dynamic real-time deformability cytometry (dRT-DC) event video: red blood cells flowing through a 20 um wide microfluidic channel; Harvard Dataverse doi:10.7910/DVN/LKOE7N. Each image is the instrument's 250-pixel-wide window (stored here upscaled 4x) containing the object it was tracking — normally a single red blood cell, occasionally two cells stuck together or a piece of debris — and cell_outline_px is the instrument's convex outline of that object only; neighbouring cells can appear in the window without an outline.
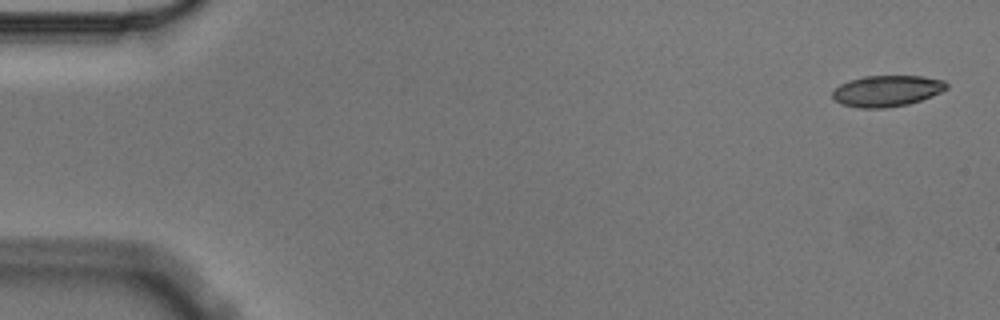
{"species": "Egyptian fruit bat (a non-hibernating species)", "species_latin": "Rousettus aegyptiacus", "temperature_condition": "cold", "stored_images_in_passage": 5, "camera_frame_rate_fps": 3000, "um_per_image_px": 0.085, "animal": {"sex": "male"}, "frame": {"image": 1, "passage_image": 1, "time_ms": 0.0, "image_size_px": [1000, 320], "cell_outline_px": [[948, 88], [932, 96], [908, 104], [884, 108], [860, 108], [840, 104], [832, 96], [832, 92], [840, 84], [848, 80], [864, 76], [924, 76], [944, 80], [948, 84]], "centroid_in_image_um": [75.38, 7.72], "position_along_channel_um": 9.6, "area_um2": 20.75}}
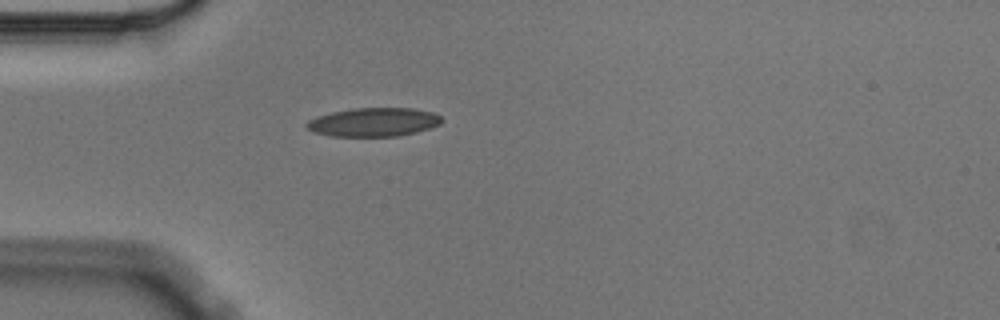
{"frame": {"image": 2, "passage_image": 5, "time_ms": 1.333, "image_size_px": [1000, 320], "cell_outline_px": [[444, 120], [440, 124], [416, 132], [400, 136], [332, 136], [312, 132], [304, 124], [308, 120], [316, 116], [332, 112], [352, 108], [412, 108], [432, 112], [440, 116]], "centroid_in_image_um": [31.74, 10.38], "position_along_channel_um": 53.3, "area_um2": 22.66}}